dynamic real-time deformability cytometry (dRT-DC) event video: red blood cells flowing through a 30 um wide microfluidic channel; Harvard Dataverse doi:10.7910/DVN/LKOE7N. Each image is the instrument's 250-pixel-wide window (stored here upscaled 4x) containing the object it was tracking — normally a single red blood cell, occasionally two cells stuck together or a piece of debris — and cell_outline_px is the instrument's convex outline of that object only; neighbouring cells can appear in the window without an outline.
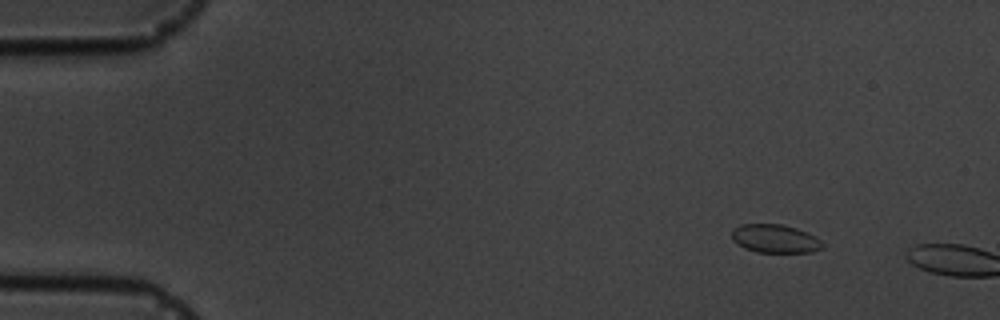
{"species": "common noctule bat (a hibernating species)", "species_latin": "Nyctalus noctula", "temperature_condition": "cold", "stored_images_in_passage": 2, "camera_frame_rate_fps": 3000, "um_per_image_px": 0.085, "animal": {"sex": "male", "body_mass_g": 19.5, "forearm_length_mm": 54.6}, "frame": {"image": 1, "passage_image": 1, "time_ms": 0.0, "image_size_px": [1000, 320], "cell_outline_px": [[824, 248], [812, 252], [756, 252], [744, 248], [732, 240], [732, 228], [740, 224], [780, 224], [796, 228], [820, 240], [824, 244]], "centroid_in_image_um": [65.84, 20.29], "position_along_channel_um": 19.2, "area_um2": 14.97}}